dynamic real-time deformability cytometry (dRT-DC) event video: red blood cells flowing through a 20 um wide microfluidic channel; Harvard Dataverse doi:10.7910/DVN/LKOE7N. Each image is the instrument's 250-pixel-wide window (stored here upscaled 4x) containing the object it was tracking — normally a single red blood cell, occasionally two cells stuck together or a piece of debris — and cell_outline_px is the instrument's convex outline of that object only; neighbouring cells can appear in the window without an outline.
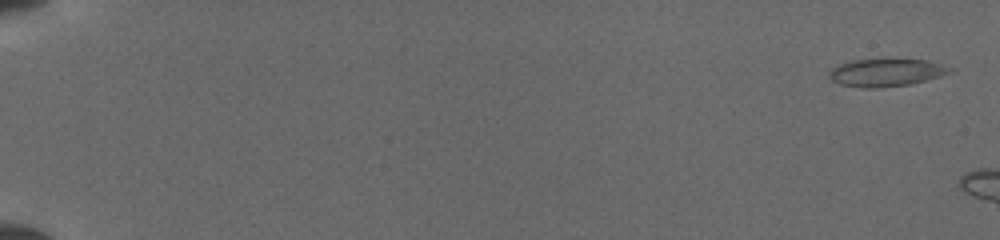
{"species": "common noctule bat (a hibernating species)", "species_latin": "Nyctalus noctula", "temperature_condition": "cold", "stored_images_in_passage": 14, "camera_frame_rate_fps": 3000, "um_per_image_px": 0.085, "animal": {"sex": "female", "body_mass_g": 19.5, "forearm_length_mm": 54.1}, "frame": {"image": 1, "passage_image": 1, "time_ms": 0.0, "image_size_px": [1000, 240], "cell_outline_px": [[956, 68], [952, 72], [940, 76], [912, 84], [876, 88], [864, 88], [840, 84], [832, 80], [828, 76], [828, 72], [832, 68], [840, 64], [852, 60], [928, 60]], "centroid_in_image_um": [75.35, 6.17], "position_along_channel_um": 9.6, "area_um2": 19.42}}